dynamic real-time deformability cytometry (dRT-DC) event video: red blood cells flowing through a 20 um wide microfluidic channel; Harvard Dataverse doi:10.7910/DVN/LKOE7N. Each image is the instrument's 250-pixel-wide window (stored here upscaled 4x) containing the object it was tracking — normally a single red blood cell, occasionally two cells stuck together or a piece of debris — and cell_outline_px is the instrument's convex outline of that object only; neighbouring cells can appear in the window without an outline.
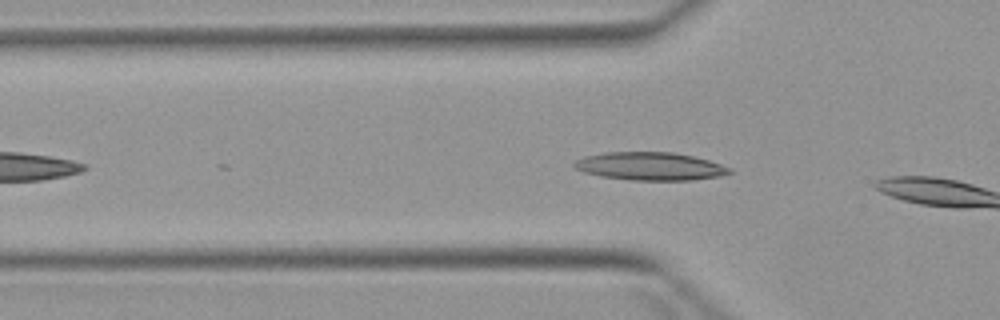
{"species": "Egyptian fruit bat (a non-hibernating species)", "species_latin": "Rousettus aegyptiacus", "temperature_condition": "warm", "stored_images_in_passage": 3, "camera_frame_rate_fps": 3000, "um_per_image_px": 0.085, "animal": {"sex": "female"}, "frame": {"image": 1, "passage_image": 3, "time_ms": 2.333, "image_size_px": [1000, 320], "cell_outline_px": [[732, 172], [720, 176], [692, 180], [628, 180], [600, 176], [584, 172], [576, 168], [572, 164], [576, 160], [584, 156], [604, 152], [676, 152], [708, 160], [732, 168]], "centroid_in_image_um": [55.25, 14.13], "position_along_channel_um": 70.5, "area_um2": 25.43}}